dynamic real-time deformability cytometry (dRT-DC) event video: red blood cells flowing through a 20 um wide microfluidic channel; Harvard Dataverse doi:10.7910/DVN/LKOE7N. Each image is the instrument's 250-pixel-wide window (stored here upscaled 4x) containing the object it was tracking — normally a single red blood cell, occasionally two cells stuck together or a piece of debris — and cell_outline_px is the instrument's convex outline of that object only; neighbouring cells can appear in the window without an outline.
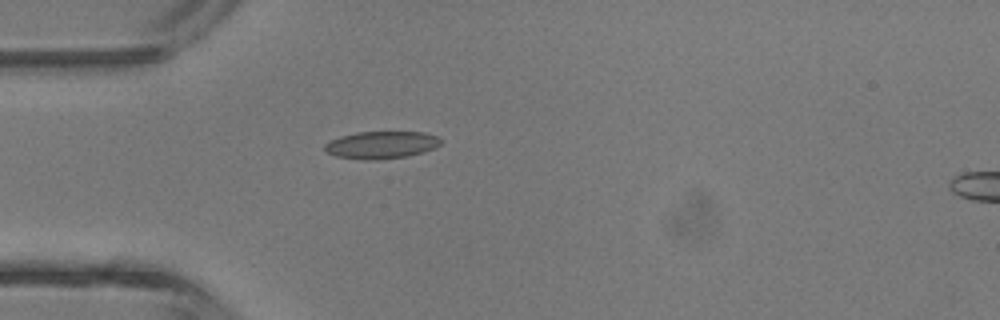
{"species": "common noctule bat (a hibernating species)", "species_latin": "Nyctalus noctula", "temperature_condition": "room temperature", "stored_images_in_passage": 4, "camera_frame_rate_fps": 3000, "um_per_image_px": 0.085, "animal": {"sex": "male", "body_mass_g": 13.3}, "frame": {"image": 1, "passage_image": 3, "time_ms": 3.333, "image_size_px": [1000, 320], "cell_outline_px": [[440, 144], [436, 148], [424, 152], [408, 156], [376, 160], [364, 160], [336, 156], [324, 152], [324, 144], [340, 136], [356, 132], [424, 132], [436, 136], [440, 140]], "centroid_in_image_um": [32.4, 12.32], "position_along_channel_um": 52.6, "area_um2": 18.61}}